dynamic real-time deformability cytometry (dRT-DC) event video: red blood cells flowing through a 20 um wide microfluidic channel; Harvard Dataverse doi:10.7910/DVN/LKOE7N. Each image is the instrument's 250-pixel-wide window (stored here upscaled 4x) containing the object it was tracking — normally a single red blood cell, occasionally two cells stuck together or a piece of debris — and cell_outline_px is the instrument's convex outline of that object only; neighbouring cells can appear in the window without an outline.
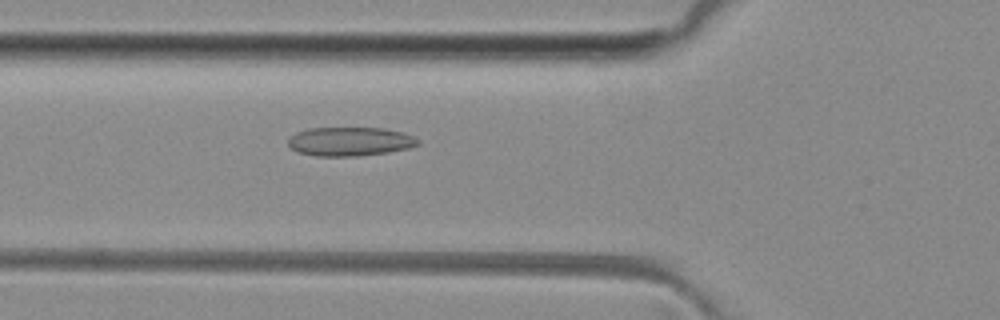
{"species": "common noctule bat (a hibernating species)", "species_latin": "Nyctalus noctula", "temperature_condition": "room temperature", "stored_images_in_passage": 50, "camera_frame_rate_fps": 3000, "um_per_image_px": 0.085, "animal": {"sex": "female", "body_mass_g": 29.2, "forearm_length_mm": 56.3}, "frame": {"image": 1, "passage_image": 18, "time_ms": 5.667, "image_size_px": [1000, 320], "cell_outline_px": [[420, 144], [408, 148], [388, 152], [356, 156], [316, 156], [300, 152], [292, 148], [288, 144], [288, 140], [296, 132], [308, 128], [384, 128], [404, 132], [420, 140]], "centroid_in_image_um": [29.77, 12.02], "position_along_channel_um": 96.0, "area_um2": 21.79}}
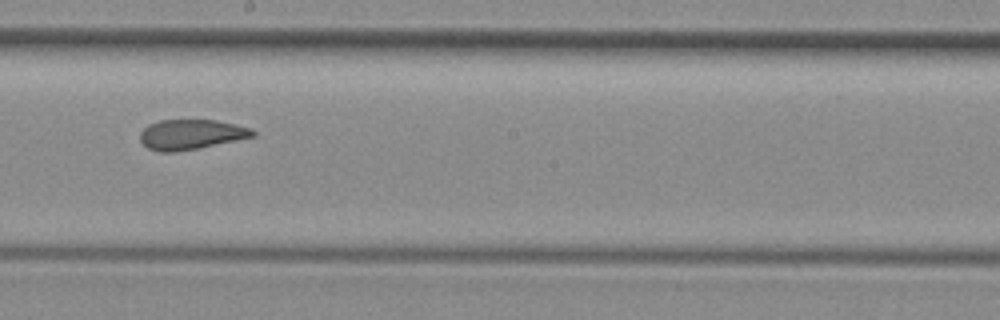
{"frame": {"image": 2, "passage_image": 28, "time_ms": 9.0, "image_size_px": [1000, 320], "cell_outline_px": [[256, 136], [196, 148], [172, 152], [160, 152], [148, 148], [140, 140], [140, 132], [148, 124], [160, 120], [216, 120], [252, 128], [256, 132]], "centroid_in_image_um": [16.23, 11.42], "position_along_channel_um": 232.0, "area_um2": 19.54}}
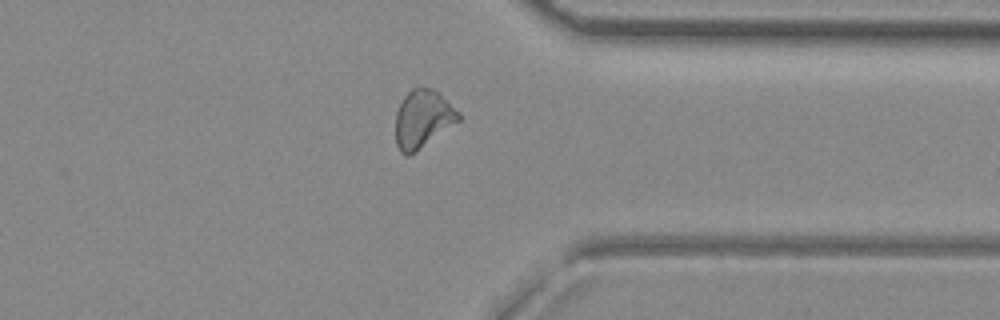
{"frame": {"image": 3, "passage_image": 39, "time_ms": 12.667, "image_size_px": [1000, 320], "cell_outline_px": [[460, 120], [408, 156], [404, 156], [400, 152], [396, 144], [396, 112], [404, 96], [412, 88], [432, 88], [460, 112]], "centroid_in_image_um": [35.91, 10.11], "position_along_channel_um": 375.5, "area_um2": 20.81}, "authors_computed_cell_mechanics": {"area_um2": 20.9814, "velocity_mm_per_s": 4.0676, "shape_relaxation_time_tau1_ms": null, "shape_relaxation_time_tau2_ms": 2.1483, "deformation_change_tau1": null, "deformation_change_tau2": 0.0854}}